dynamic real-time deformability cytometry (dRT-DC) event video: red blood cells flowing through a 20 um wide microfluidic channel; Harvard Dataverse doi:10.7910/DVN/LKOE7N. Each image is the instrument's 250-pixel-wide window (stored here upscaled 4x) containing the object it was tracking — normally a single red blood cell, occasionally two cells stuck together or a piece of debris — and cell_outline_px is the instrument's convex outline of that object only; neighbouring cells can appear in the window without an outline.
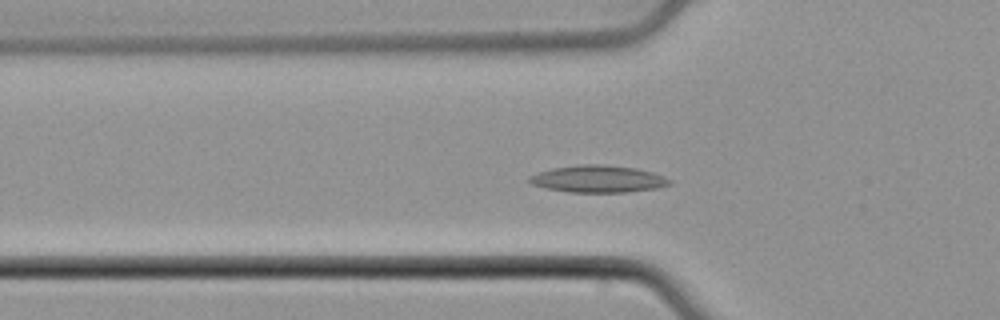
{"species": "common noctule bat (a hibernating species)", "species_latin": "Nyctalus noctula", "temperature_condition": "cold", "stored_images_in_passage": 47, "camera_frame_rate_fps": 3000, "um_per_image_px": 0.085, "animal": {"sex": "male", "body_mass_g": 21.5, "forearm_length_mm": 52.0}, "frame": {"image": 1, "passage_image": 14, "time_ms": 4.333, "image_size_px": [1000, 320], "cell_outline_px": [[672, 184], [656, 188], [624, 192], [568, 192], [548, 188], [532, 184], [524, 180], [528, 176], [552, 168], [580, 164], [604, 164], [636, 168], [652, 172], [664, 176], [672, 180]], "centroid_in_image_um": [50.82, 15.2], "position_along_channel_um": 75.0, "area_um2": 22.2}}
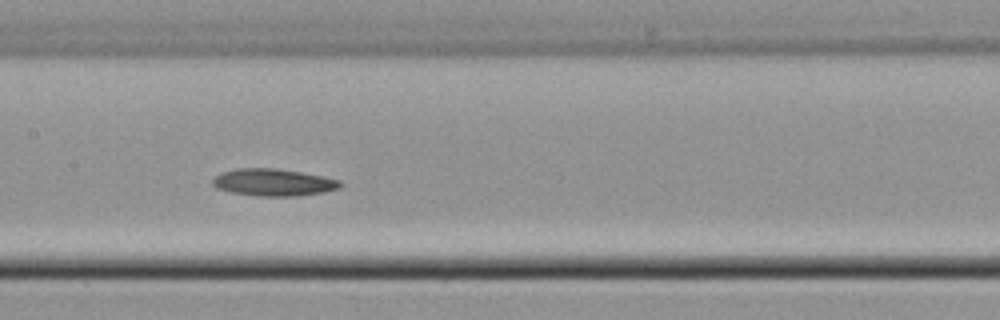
{"frame": {"image": 2, "passage_image": 22, "time_ms": 7.0, "image_size_px": [1000, 320], "cell_outline_px": [[344, 184], [340, 188], [324, 192], [296, 196], [256, 196], [232, 192], [216, 188], [212, 184], [212, 180], [220, 172], [236, 168], [276, 168], [300, 172], [340, 180]], "centroid_in_image_um": [23.23, 15.5], "position_along_channel_um": 184.2, "area_um2": 20.23}}
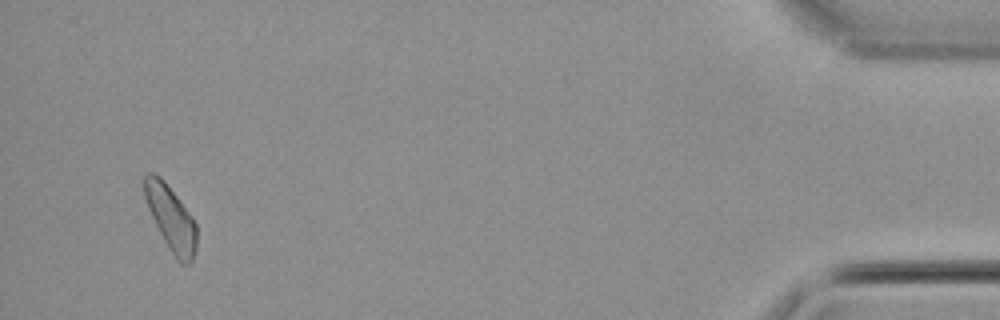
{"frame": {"image": 3, "passage_image": 45, "time_ms": 14.667, "image_size_px": [1000, 320], "cell_outline_px": [[196, 248], [192, 260], [188, 264], [180, 264], [176, 260], [168, 248], [148, 208], [144, 196], [144, 176], [148, 172], [152, 172], [160, 176], [164, 180], [192, 216], [196, 224]], "centroid_in_image_um": [14.53, 18.55], "position_along_channel_um": 420.7, "area_um2": 19.59}}